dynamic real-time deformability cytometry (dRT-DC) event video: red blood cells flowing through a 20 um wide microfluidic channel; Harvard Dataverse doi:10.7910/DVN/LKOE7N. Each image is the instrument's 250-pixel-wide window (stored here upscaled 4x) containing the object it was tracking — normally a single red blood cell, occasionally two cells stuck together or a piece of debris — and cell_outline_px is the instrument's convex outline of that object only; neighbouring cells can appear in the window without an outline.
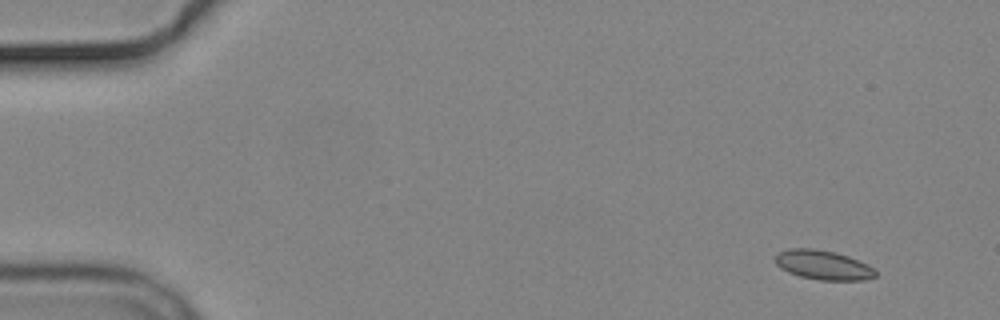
{"species": "common noctule bat (a hibernating species)", "species_latin": "Nyctalus noctula", "temperature_condition": "cold", "stored_images_in_passage": 5, "camera_frame_rate_fps": 3000, "um_per_image_px": 0.085, "animal": {"sex": "male", "body_mass_g": 19.2, "forearm_length_mm": 51.8}, "frame": {"image": 1, "passage_image": 2, "time_ms": 1.0, "image_size_px": [1000, 320], "cell_outline_px": [[876, 276], [864, 280], [820, 280], [800, 276], [788, 272], [780, 268], [776, 264], [776, 252], [788, 248], [812, 248], [836, 252], [848, 256], [868, 264], [876, 272]], "centroid_in_image_um": [69.94, 22.51], "position_along_channel_um": 15.1, "area_um2": 17.22}}